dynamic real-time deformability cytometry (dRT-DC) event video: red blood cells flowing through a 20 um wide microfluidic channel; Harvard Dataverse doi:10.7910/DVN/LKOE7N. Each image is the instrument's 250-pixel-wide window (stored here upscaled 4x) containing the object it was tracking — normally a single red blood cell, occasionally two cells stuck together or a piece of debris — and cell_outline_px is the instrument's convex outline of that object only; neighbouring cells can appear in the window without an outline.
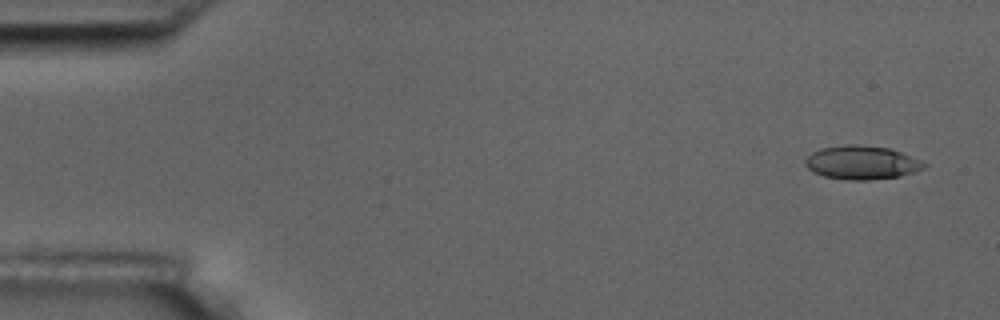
{"species": "common noctule bat (a hibernating species)", "species_latin": "Nyctalus noctula", "temperature_condition": "room temperature", "stored_images_in_passage": 5, "camera_frame_rate_fps": 3000, "um_per_image_px": 0.085, "animal": {"sex": "male", "body_mass_g": 17.5, "forearm_length_mm": 52.3}, "frame": {"image": 1, "passage_image": 1, "time_ms": 0.0, "image_size_px": [1000, 320], "cell_outline_px": [[928, 164], [924, 168], [916, 172], [900, 176], [868, 180], [848, 180], [824, 176], [808, 168], [804, 164], [804, 160], [812, 152], [820, 148], [844, 144], [856, 144], [888, 148], [900, 152], [920, 160]], "centroid_in_image_um": [73.24, 13.81], "position_along_channel_um": 11.8, "area_um2": 23.29}}
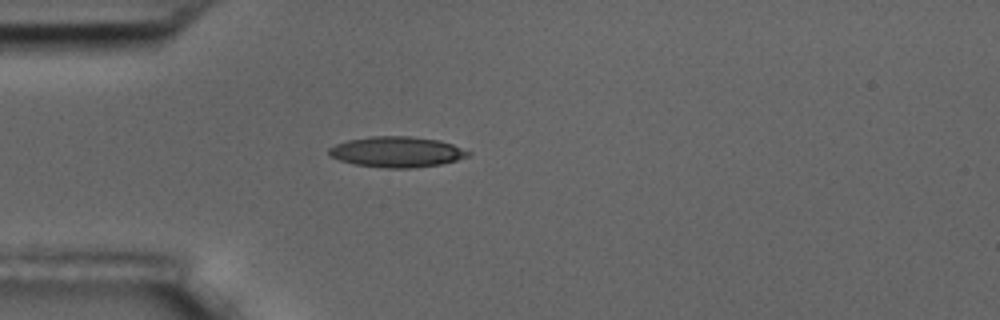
{"frame": {"image": 2, "passage_image": 4, "time_ms": 4.333, "image_size_px": [1000, 320], "cell_outline_px": [[472, 152], [468, 156], [456, 160], [440, 164], [412, 168], [384, 168], [356, 164], [340, 160], [332, 156], [328, 152], [328, 148], [336, 144], [348, 140], [372, 136], [412, 136], [440, 140], [452, 144]], "centroid_in_image_um": [33.75, 12.9], "position_along_channel_um": 51.3, "area_um2": 24.74}}